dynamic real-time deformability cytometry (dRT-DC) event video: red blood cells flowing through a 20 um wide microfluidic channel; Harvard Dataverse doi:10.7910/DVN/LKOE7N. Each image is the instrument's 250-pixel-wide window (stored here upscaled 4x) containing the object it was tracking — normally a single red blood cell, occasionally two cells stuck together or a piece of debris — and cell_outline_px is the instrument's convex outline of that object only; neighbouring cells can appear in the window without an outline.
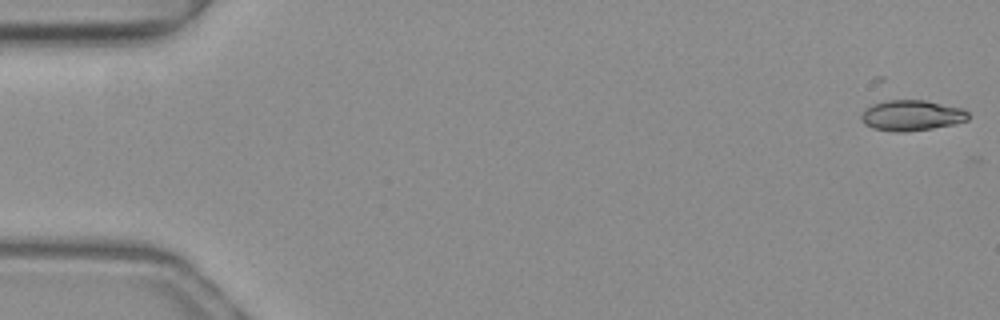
{"species": "common noctule bat (a hibernating species)", "species_latin": "Nyctalus noctula", "temperature_condition": "warm", "stored_images_in_passage": 14, "camera_frame_rate_fps": 3000, "um_per_image_px": 0.085, "animal": {"sex": "female", "body_mass_g": 19.3, "forearm_length_mm": 54.1}, "frame": {"image": 1, "passage_image": 1, "time_ms": 0.0, "image_size_px": [1000, 320], "cell_outline_px": [[968, 120], [956, 124], [932, 128], [904, 132], [896, 132], [872, 128], [864, 124], [860, 120], [860, 116], [864, 108], [872, 104], [888, 100], [924, 100], [964, 108], [968, 112]], "centroid_in_image_um": [77.47, 9.81], "position_along_channel_um": 7.5, "area_um2": 19.31}}
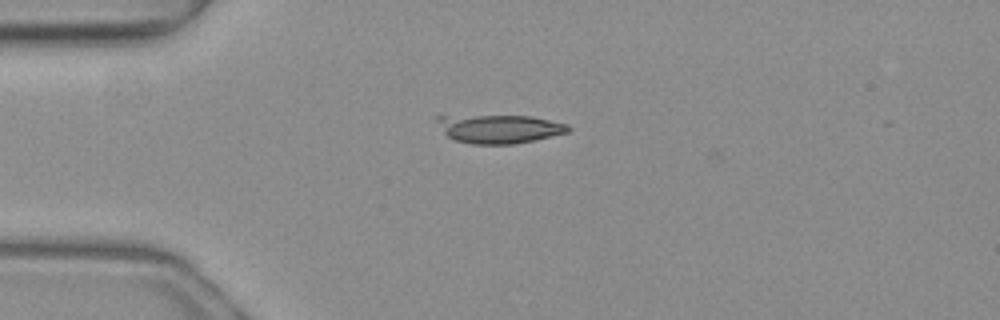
{"frame": {"image": 2, "passage_image": 13, "time_ms": 4.0, "image_size_px": [1000, 320], "cell_outline_px": [[572, 128], [568, 132], [516, 144], [472, 144], [456, 140], [448, 136], [444, 132], [436, 120], [436, 116], [532, 116], [568, 124]], "centroid_in_image_um": [42.47, 10.95], "position_along_channel_um": 42.5, "area_um2": 21.62}}